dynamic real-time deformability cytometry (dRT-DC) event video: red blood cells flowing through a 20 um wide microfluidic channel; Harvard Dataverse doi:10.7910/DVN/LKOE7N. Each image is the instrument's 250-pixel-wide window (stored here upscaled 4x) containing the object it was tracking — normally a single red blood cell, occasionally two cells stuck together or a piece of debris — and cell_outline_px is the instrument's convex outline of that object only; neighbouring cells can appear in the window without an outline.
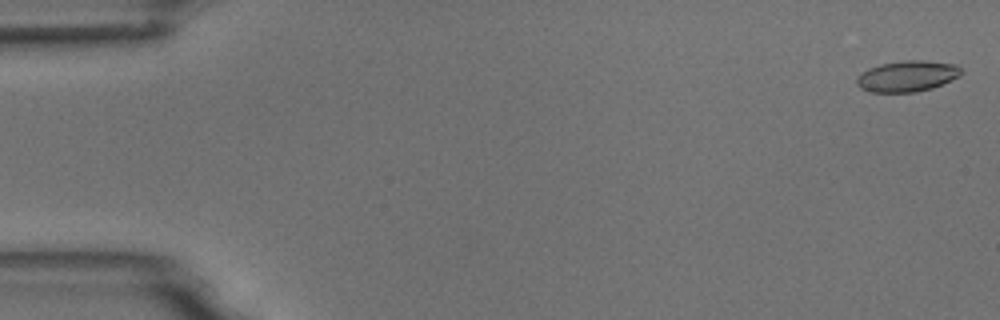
{"species": "common noctule bat (a hibernating species)", "species_latin": "Nyctalus noctula", "temperature_condition": "room temperature", "stored_images_in_passage": 6, "camera_frame_rate_fps": 3000, "um_per_image_px": 0.085, "animal": {"sex": "male", "body_mass_g": 18.8}, "frame": {"image": 1, "passage_image": 1, "time_ms": 0.0, "image_size_px": [1000, 320], "cell_outline_px": [[964, 72], [960, 76], [932, 88], [916, 92], [868, 92], [860, 88], [856, 84], [856, 80], [868, 68], [880, 64], [904, 60], [924, 60], [956, 64]], "centroid_in_image_um": [77.13, 6.47], "position_along_channel_um": 7.9, "area_um2": 18.9}}
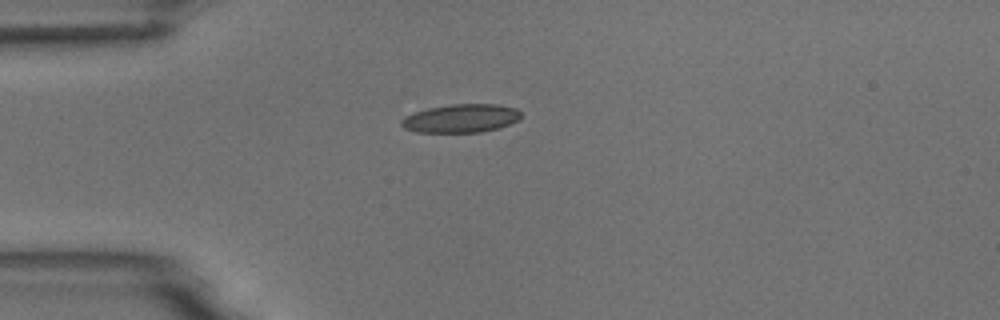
{"frame": {"image": 2, "passage_image": 4, "time_ms": 4.333, "image_size_px": [1000, 320], "cell_outline_px": [[520, 120], [496, 128], [480, 132], [416, 132], [404, 128], [400, 124], [400, 120], [404, 116], [428, 108], [452, 104], [496, 104], [516, 108], [520, 112]], "centroid_in_image_um": [39.16, 10.05], "position_along_channel_um": 45.8, "area_um2": 19.71}}
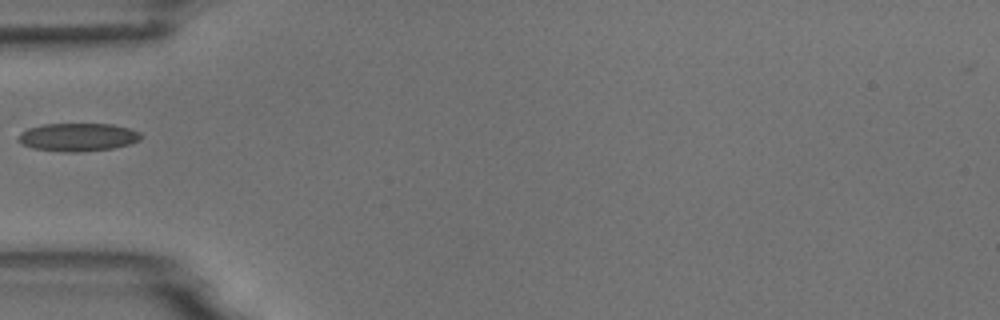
{"frame": {"image": 3, "passage_image": 5, "time_ms": 5.667, "image_size_px": [1000, 320], "cell_outline_px": [[140, 140], [128, 144], [112, 148], [80, 152], [64, 152], [32, 148], [16, 140], [16, 136], [20, 132], [28, 128], [44, 124], [112, 124], [128, 128], [140, 132]], "centroid_in_image_um": [6.57, 11.65], "position_along_channel_um": 78.4, "area_um2": 20.06}}